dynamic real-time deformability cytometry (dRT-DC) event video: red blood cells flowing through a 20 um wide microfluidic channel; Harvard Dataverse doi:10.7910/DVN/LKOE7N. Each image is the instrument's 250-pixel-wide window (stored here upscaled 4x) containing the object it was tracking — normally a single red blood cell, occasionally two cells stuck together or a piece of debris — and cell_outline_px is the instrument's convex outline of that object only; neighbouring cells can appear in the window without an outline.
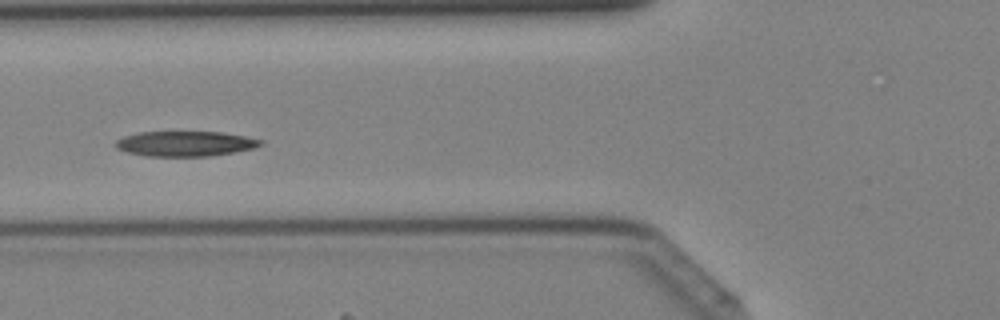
{"species": "Egyptian fruit bat (a non-hibernating species)", "species_latin": "Rousettus aegyptiacus", "temperature_condition": "cold", "stored_images_in_passage": 30, "camera_frame_rate_fps": 3000, "um_per_image_px": 0.085, "animal": {"sex": "female"}, "frame": {"image": 1, "passage_image": 8, "time_ms": 2.333, "image_size_px": [1000, 320], "cell_outline_px": [[264, 144], [252, 148], [232, 152], [208, 156], [144, 156], [128, 152], [116, 148], [112, 144], [116, 140], [124, 136], [140, 132], [220, 132], [244, 136], [264, 140]], "centroid_in_image_um": [15.7, 12.21], "position_along_channel_um": 110.1, "area_um2": 21.15}}
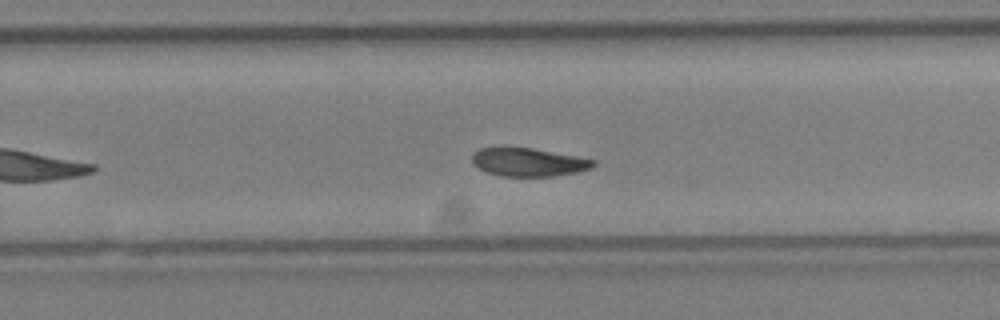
{"frame": {"image": 2, "passage_image": 19, "time_ms": 6.0, "image_size_px": [1000, 320], "cell_outline_px": [[596, 164], [588, 168], [576, 172], [556, 176], [500, 176], [488, 172], [472, 164], [472, 152], [480, 148], [500, 144], [532, 148], [576, 156], [596, 160]], "centroid_in_image_um": [44.82, 13.74], "position_along_channel_um": 285.0, "area_um2": 20.52}}
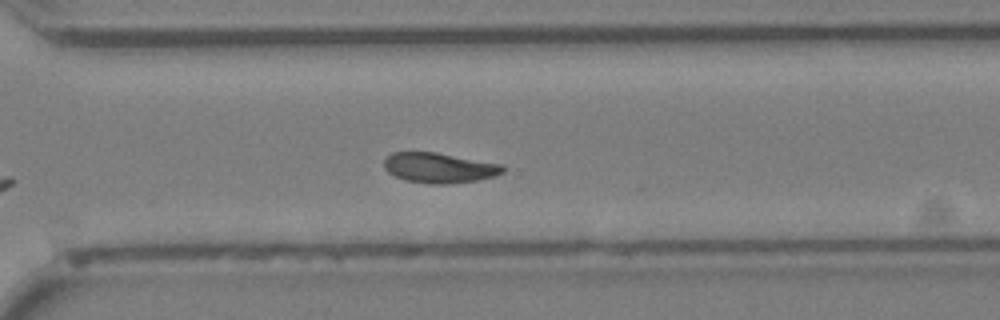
{"frame": {"image": 3, "passage_image": 22, "time_ms": 7.0, "image_size_px": [1000, 320], "cell_outline_px": [[504, 172], [496, 176], [476, 180], [452, 184], [428, 184], [408, 180], [396, 176], [388, 172], [384, 168], [384, 160], [392, 152], [436, 152], [504, 164]], "centroid_in_image_um": [37.37, 14.26], "position_along_channel_um": 333.2, "area_um2": 20.98}}